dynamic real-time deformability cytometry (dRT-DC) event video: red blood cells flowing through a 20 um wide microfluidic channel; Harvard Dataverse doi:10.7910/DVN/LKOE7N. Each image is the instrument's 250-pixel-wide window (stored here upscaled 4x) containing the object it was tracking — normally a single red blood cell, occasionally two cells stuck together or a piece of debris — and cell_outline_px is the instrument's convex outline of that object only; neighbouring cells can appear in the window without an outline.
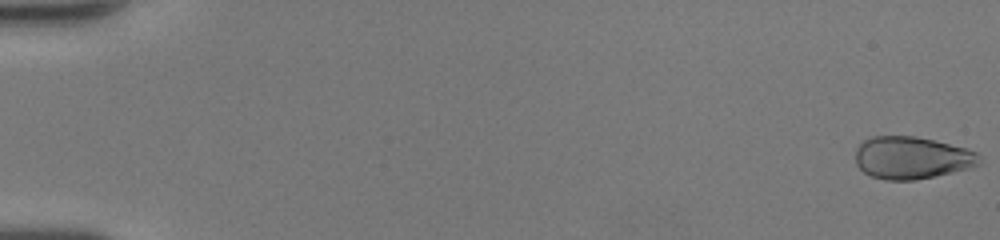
{"species": "human", "species_latin": "Homo sapiens", "temperature_condition": "room temperature", "stored_images_in_passage": 50, "camera_frame_rate_fps": 3000, "um_per_image_px": 0.085, "donor": {"sex": "female"}, "frame": {"image": 1, "passage_image": 1, "time_ms": 0.0, "image_size_px": [1000, 240], "cell_outline_px": [[980, 164], [972, 168], [916, 180], [884, 180], [872, 176], [864, 172], [856, 164], [856, 148], [864, 140], [872, 136], [916, 136], [968, 148], [976, 152], [980, 156]], "centroid_in_image_um": [77.52, 13.41], "position_along_channel_um": 7.5, "area_um2": 30.81}}
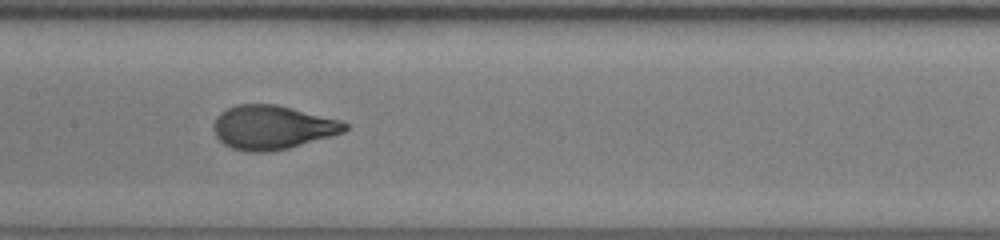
{"frame": {"image": 2, "passage_image": 27, "time_ms": 8.667, "image_size_px": [1000, 240], "cell_outline_px": [[348, 128], [344, 132], [288, 148], [268, 152], [248, 152], [232, 148], [224, 144], [216, 136], [212, 128], [212, 124], [216, 116], [220, 112], [236, 104], [276, 104], [340, 120], [348, 124]], "centroid_in_image_um": [23.1, 10.82], "position_along_channel_um": 184.3, "area_um2": 33.58}}
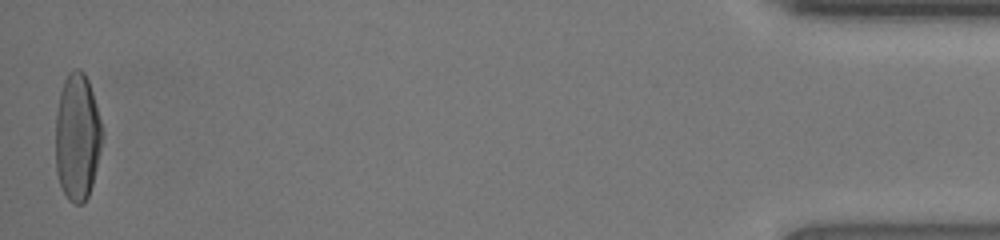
{"frame": {"image": 3, "passage_image": 50, "time_ms": 16.333, "image_size_px": [1000, 240], "cell_outline_px": [[104, 136], [92, 184], [88, 196], [84, 204], [72, 204], [68, 200], [60, 184], [56, 172], [56, 112], [60, 92], [64, 80], [68, 72], [76, 68], [80, 68], [84, 72], [88, 80], [96, 104], [104, 132]], "centroid_in_image_um": [6.58, 11.64], "position_along_channel_um": 428.6, "area_um2": 34.91}, "authors_computed_cell_mechanics": {"area_um2": 33.0616, "velocity_mm_per_s": 4.333, "shape_relaxation_time_tau1_ms": 4.1328, "shape_relaxation_time_tau2_ms": null, "deformation_change_tau1": 0.2446, "deformation_change_tau2": null}}